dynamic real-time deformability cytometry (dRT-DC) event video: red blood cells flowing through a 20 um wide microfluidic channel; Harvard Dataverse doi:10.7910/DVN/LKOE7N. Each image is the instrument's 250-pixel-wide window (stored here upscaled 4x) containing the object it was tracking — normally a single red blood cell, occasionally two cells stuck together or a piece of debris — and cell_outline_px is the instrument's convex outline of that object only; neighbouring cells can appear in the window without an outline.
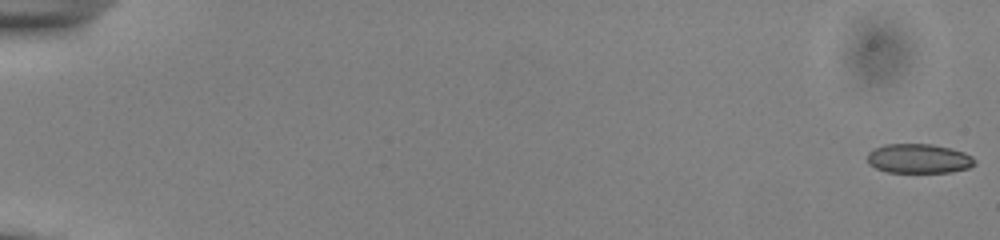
{"species": "common noctule bat (a hibernating species)", "species_latin": "Nyctalus noctula", "temperature_condition": "cold", "stored_images_in_passage": 16, "camera_frame_rate_fps": 3000, "um_per_image_px": 0.085, "animal": {"sex": "male", "body_mass_g": 13.0, "forearm_length_mm": 53.1}, "frame": {"image": 1, "passage_image": 1, "time_ms": 0.0, "image_size_px": [1000, 240], "cell_outline_px": [[976, 164], [968, 168], [952, 172], [888, 172], [876, 168], [868, 164], [868, 152], [884, 144], [932, 144], [952, 148], [964, 152], [972, 156], [976, 160]], "centroid_in_image_um": [78.13, 13.48], "position_along_channel_um": 6.9, "area_um2": 18.5}}
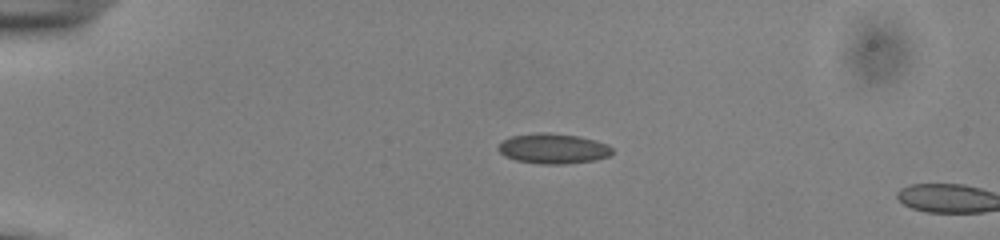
{"frame": {"image": 2, "passage_image": 14, "time_ms": 4.333, "image_size_px": [1000, 240], "cell_outline_px": [[612, 152], [608, 156], [596, 160], [564, 164], [544, 164], [516, 160], [504, 156], [496, 148], [504, 140], [512, 136], [536, 132], [548, 132], [576, 136], [596, 140], [608, 144], [612, 148]], "centroid_in_image_um": [47.02, 12.62], "position_along_channel_um": 38.0, "area_um2": 20.0}}